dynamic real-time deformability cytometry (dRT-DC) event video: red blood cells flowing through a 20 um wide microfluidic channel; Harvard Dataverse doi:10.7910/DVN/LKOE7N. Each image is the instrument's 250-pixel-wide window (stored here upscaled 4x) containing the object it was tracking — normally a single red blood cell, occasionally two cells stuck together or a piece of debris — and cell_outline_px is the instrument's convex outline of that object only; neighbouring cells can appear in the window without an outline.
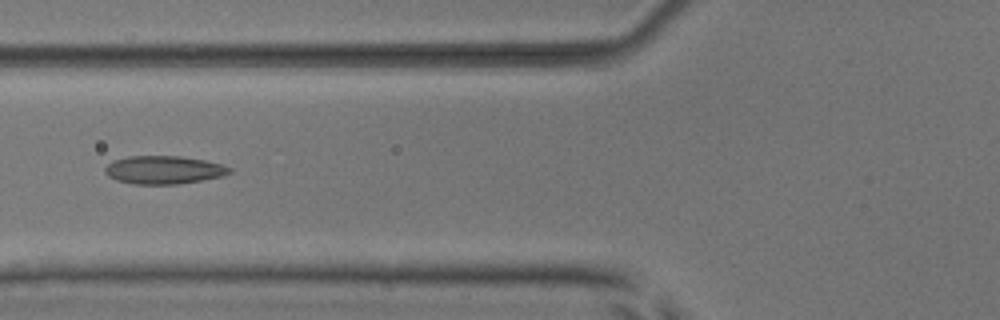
{"species": "common noctule bat (a hibernating species)", "species_latin": "Nyctalus noctula", "temperature_condition": "room temperature", "stored_images_in_passage": 8, "camera_frame_rate_fps": 3000, "um_per_image_px": 0.085, "animal": {"sex": "male", "body_mass_g": 17.9, "forearm_length_mm": 54.2}, "frame": {"image": 1, "passage_image": 7, "time_ms": 2.0, "image_size_px": [1000, 320], "cell_outline_px": [[232, 172], [220, 176], [200, 180], [176, 184], [136, 184], [116, 180], [108, 176], [104, 172], [104, 168], [112, 160], [128, 156], [180, 156], [204, 160], [220, 164], [232, 168]], "centroid_in_image_um": [13.87, 14.43], "position_along_channel_um": 111.9, "area_um2": 20.29}}
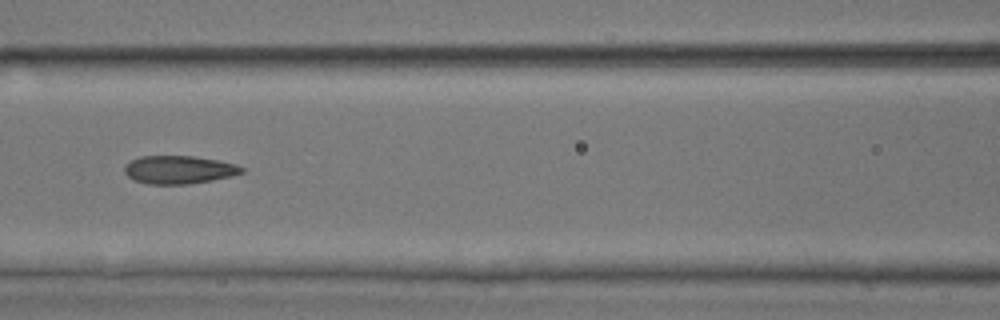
{"frame": {"image": 2, "passage_image": 8, "time_ms": 2.333, "image_size_px": [1000, 320], "cell_outline_px": [[244, 172], [232, 176], [212, 180], [188, 184], [148, 184], [136, 180], [128, 176], [124, 172], [124, 164], [140, 156], [192, 156], [216, 160], [236, 164], [244, 168]], "centroid_in_image_um": [15.2, 14.42], "position_along_channel_um": 151.4, "area_um2": 19.13}}